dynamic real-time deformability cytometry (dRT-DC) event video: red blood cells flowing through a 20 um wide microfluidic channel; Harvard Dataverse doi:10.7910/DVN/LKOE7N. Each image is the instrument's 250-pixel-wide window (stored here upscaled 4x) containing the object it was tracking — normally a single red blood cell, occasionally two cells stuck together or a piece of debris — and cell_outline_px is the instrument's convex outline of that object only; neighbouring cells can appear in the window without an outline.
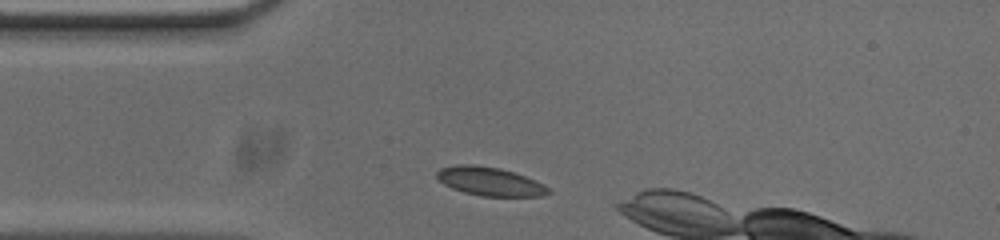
{"species": "common noctule bat (a hibernating species)", "species_latin": "Nyctalus noctula", "temperature_condition": "cold", "stored_images_in_passage": 6, "camera_frame_rate_fps": 3000, "um_per_image_px": 0.085, "animal": {"sex": "male", "body_mass_g": 20.0, "forearm_length_mm": 53.3}, "frame": {"image": 1, "passage_image": 3, "time_ms": 0.667, "image_size_px": [1000, 240], "cell_outline_px": [[552, 192], [544, 196], [480, 196], [464, 192], [452, 188], [444, 184], [436, 176], [436, 172], [440, 168], [456, 164], [472, 164], [500, 168], [524, 176], [544, 184]], "centroid_in_image_um": [41.63, 15.42], "position_along_channel_um": 43.4, "area_um2": 18.55}}